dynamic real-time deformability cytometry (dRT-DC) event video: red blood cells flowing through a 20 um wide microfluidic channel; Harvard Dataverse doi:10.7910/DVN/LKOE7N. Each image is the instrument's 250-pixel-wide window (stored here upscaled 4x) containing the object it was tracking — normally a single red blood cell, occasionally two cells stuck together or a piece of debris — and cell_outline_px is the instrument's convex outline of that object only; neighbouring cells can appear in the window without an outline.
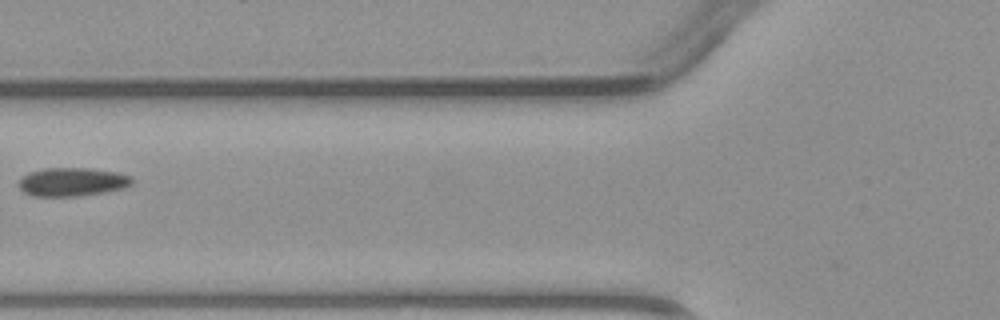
{"species": "common noctule bat (a hibernating species)", "species_latin": "Nyctalus noctula", "temperature_condition": "warm", "stored_images_in_passage": 3, "camera_frame_rate_fps": 3000, "um_per_image_px": 0.085, "animal": {"sex": "male", "body_mass_g": 23.1, "forearm_length_mm": 52.7}, "frame": {"image": 1, "passage_image": 3, "time_ms": 3.0, "image_size_px": [1000, 320], "cell_outline_px": [[132, 184], [124, 188], [104, 192], [76, 196], [36, 196], [24, 192], [20, 188], [20, 180], [28, 172], [44, 168], [88, 168], [120, 172], [132, 176]], "centroid_in_image_um": [6.18, 15.45], "position_along_channel_um": 119.6, "area_um2": 18.79}}